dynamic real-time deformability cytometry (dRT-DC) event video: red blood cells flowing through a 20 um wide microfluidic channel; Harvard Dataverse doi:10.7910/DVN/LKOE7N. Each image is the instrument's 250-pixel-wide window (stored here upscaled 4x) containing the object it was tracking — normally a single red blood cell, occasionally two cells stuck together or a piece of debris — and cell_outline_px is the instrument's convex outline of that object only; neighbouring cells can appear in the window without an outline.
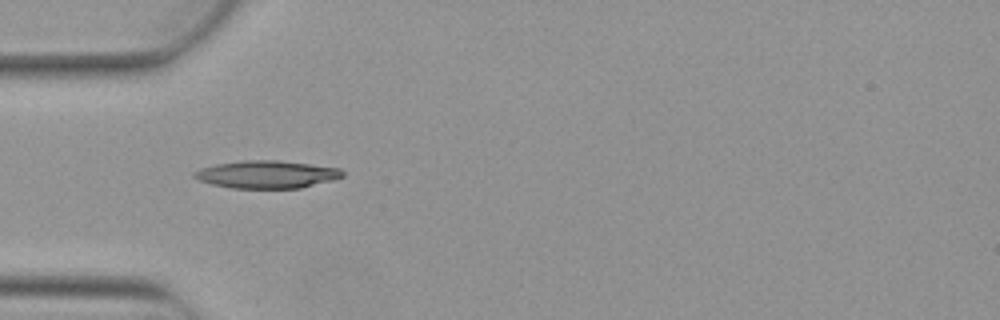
{"species": "Egyptian fruit bat (a non-hibernating species)", "species_latin": "Rousettus aegyptiacus", "temperature_condition": "warm", "stored_images_in_passage": 5, "camera_frame_rate_fps": 3000, "um_per_image_px": 0.085, "animal": {"sex": "female"}, "frame": {"image": 1, "passage_image": 5, "time_ms": 1.333, "image_size_px": [1000, 320], "cell_outline_px": [[344, 176], [332, 180], [300, 188], [232, 188], [212, 184], [200, 180], [192, 176], [192, 172], [200, 168], [216, 164], [240, 160], [280, 160], [340, 168], [344, 172]], "centroid_in_image_um": [22.66, 14.81], "position_along_channel_um": 62.3, "area_um2": 23.93}}